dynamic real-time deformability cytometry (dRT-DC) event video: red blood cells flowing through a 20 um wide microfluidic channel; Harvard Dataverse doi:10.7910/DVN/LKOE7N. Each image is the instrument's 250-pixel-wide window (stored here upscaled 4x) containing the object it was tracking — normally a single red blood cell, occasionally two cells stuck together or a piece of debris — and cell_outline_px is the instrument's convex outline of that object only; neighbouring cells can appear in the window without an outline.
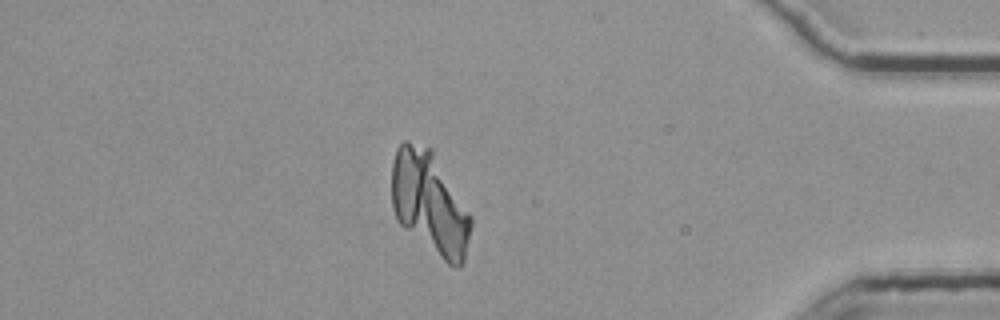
{"species": "common noctule bat (a hibernating species)", "species_latin": "Nyctalus noctula", "temperature_condition": "room temperature", "stored_images_in_passage": 52, "camera_frame_rate_fps": 3000, "um_per_image_px": 0.085, "animal": {"sex": "female", "body_mass_g": 25.1}, "frame": {"image": 1, "passage_image": 45, "time_ms": 14.667, "image_size_px": [1000, 320], "cell_outline_px": [[472, 224], [464, 260], [460, 268], [456, 268], [448, 264], [404, 228], [396, 220], [392, 208], [392, 164], [396, 148], [404, 140], [408, 140], [432, 148], [472, 216]], "centroid_in_image_um": [36.52, 17.24], "position_along_channel_um": 398.7, "area_um2": 47.63}}